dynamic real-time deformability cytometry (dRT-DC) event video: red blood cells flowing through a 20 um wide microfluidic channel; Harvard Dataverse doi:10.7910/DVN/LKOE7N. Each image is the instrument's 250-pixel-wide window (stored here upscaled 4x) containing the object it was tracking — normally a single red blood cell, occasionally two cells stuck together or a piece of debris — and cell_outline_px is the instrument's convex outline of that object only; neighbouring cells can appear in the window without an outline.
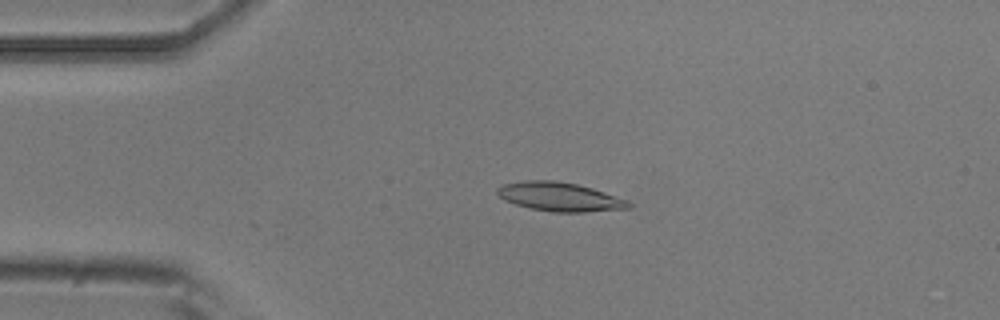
{"species": "common noctule bat (a hibernating species)", "species_latin": "Nyctalus noctula", "temperature_condition": "room temperature", "stored_images_in_passage": 5, "camera_frame_rate_fps": 3000, "um_per_image_px": 0.085, "animal": {"sex": "male", "body_mass_g": 20.5, "forearm_length_mm": 52.5}, "frame": {"image": 1, "passage_image": 4, "time_ms": 3.333, "image_size_px": [1000, 320], "cell_outline_px": [[632, 204], [628, 208], [584, 212], [552, 212], [532, 208], [516, 204], [504, 200], [496, 192], [496, 188], [504, 184], [524, 180], [556, 180], [576, 184], [592, 188], [628, 200]], "centroid_in_image_um": [47.56, 16.72], "position_along_channel_um": 37.4, "area_um2": 21.96}}